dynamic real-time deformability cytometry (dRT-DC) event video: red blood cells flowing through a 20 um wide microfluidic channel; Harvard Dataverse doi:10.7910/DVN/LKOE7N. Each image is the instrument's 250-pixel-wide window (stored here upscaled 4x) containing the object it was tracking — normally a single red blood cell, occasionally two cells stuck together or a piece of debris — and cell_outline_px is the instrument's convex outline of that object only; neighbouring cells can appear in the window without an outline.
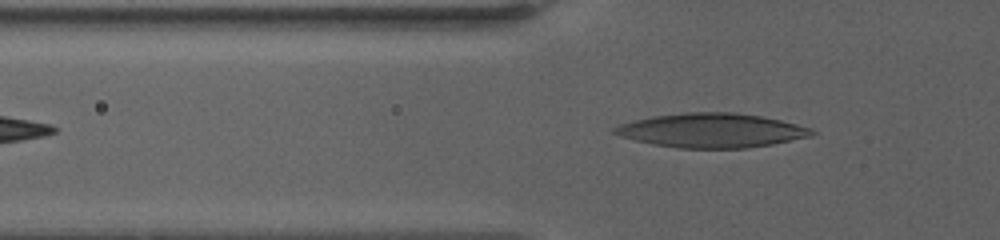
{"species": "human", "species_latin": "Homo sapiens", "temperature_condition": "warm", "stored_images_in_passage": 42, "camera_frame_rate_fps": 3000, "um_per_image_px": 0.085, "donor": {"sex": "female"}, "frame": {"image": 1, "passage_image": 10, "time_ms": 3.0, "image_size_px": [1000, 240], "cell_outline_px": [[816, 132], [812, 136], [772, 144], [744, 148], [680, 148], [656, 144], [636, 140], [620, 136], [612, 132], [612, 128], [620, 124], [652, 116], [684, 112], [732, 112], [760, 116], [780, 120], [812, 128]], "centroid_in_image_um": [60.5, 11.08], "position_along_channel_um": 65.3, "area_um2": 39.07}}
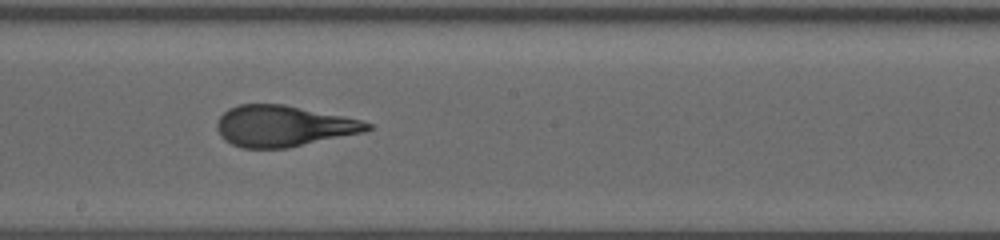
{"frame": {"image": 2, "passage_image": 26, "time_ms": 8.333, "image_size_px": [1000, 240], "cell_outline_px": [[372, 128], [364, 132], [288, 148], [244, 148], [232, 144], [224, 140], [220, 136], [216, 128], [216, 124], [220, 116], [228, 108], [240, 104], [284, 104], [360, 120], [372, 124]], "centroid_in_image_um": [24.05, 10.72], "position_along_channel_um": 224.2, "area_um2": 35.84}}
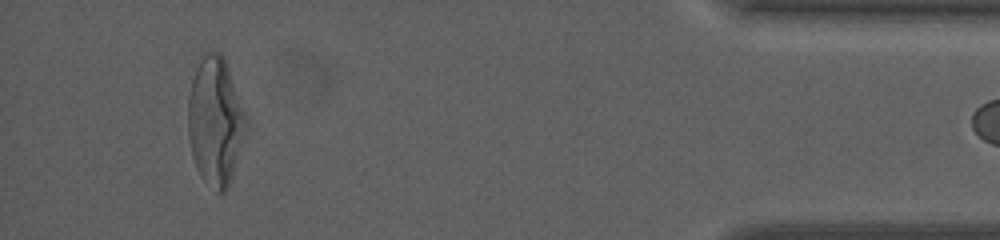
{"frame": {"image": 3, "passage_image": 41, "time_ms": 16.333, "image_size_px": [1000, 240], "cell_outline_px": [[248, 128], [228, 188], [224, 192], [216, 192], [200, 176], [196, 168], [192, 156], [188, 136], [188, 96], [192, 80], [200, 52], [220, 52], [224, 56], [244, 112], [248, 124]], "centroid_in_image_um": [18.29, 10.29], "position_along_channel_um": 416.9, "area_um2": 43.58}}